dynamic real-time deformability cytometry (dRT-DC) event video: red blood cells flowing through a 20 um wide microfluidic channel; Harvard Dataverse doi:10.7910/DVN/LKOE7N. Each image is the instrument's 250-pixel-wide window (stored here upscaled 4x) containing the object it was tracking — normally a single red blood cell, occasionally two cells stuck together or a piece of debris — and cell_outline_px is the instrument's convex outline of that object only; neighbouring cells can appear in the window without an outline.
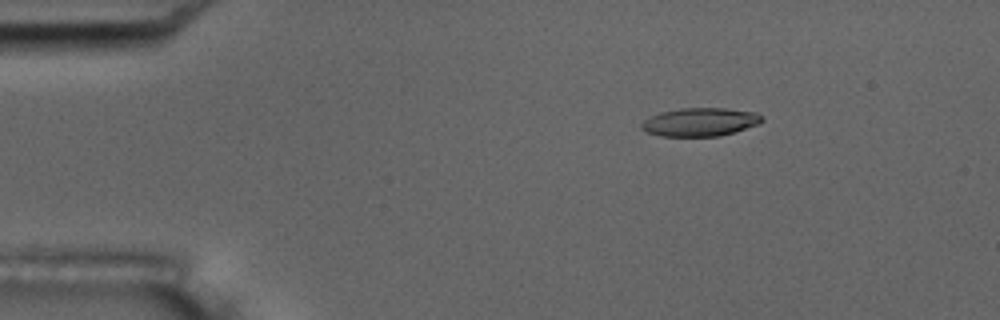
{"species": "common noctule bat (a hibernating species)", "species_latin": "Nyctalus noctula", "temperature_condition": "room temperature", "stored_images_in_passage": 6, "camera_frame_rate_fps": 3000, "um_per_image_px": 0.085, "animal": {"sex": "male", "body_mass_g": 17.5, "forearm_length_mm": 52.3}, "frame": {"image": 1, "passage_image": 3, "time_ms": 2.333, "image_size_px": [1000, 320], "cell_outline_px": [[764, 120], [760, 124], [720, 136], [660, 136], [648, 132], [640, 128], [640, 124], [644, 120], [660, 112], [680, 108], [724, 108], [756, 112], [764, 116]], "centroid_in_image_um": [59.54, 10.37], "position_along_channel_um": 25.5, "area_um2": 20.0}}
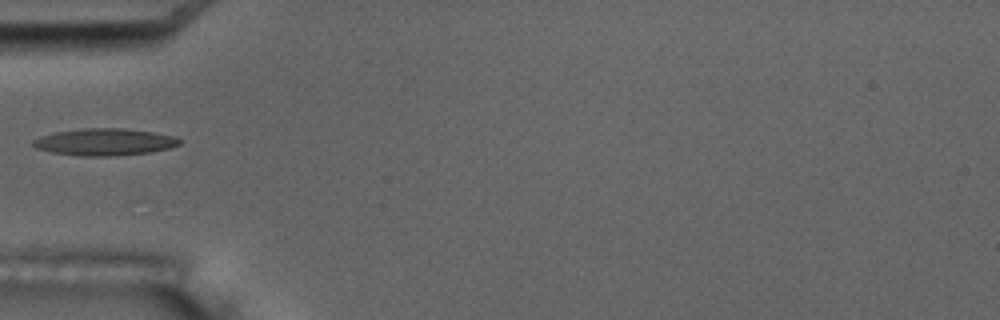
{"frame": {"image": 2, "passage_image": 6, "time_ms": 5.667, "image_size_px": [1000, 320], "cell_outline_px": [[180, 144], [172, 148], [148, 152], [108, 156], [80, 156], [52, 152], [36, 148], [32, 144], [32, 140], [40, 136], [56, 132], [84, 128], [124, 128], [152, 132], [176, 136], [180, 140]], "centroid_in_image_um": [8.89, 12.06], "position_along_channel_um": 76.1, "area_um2": 22.95}}